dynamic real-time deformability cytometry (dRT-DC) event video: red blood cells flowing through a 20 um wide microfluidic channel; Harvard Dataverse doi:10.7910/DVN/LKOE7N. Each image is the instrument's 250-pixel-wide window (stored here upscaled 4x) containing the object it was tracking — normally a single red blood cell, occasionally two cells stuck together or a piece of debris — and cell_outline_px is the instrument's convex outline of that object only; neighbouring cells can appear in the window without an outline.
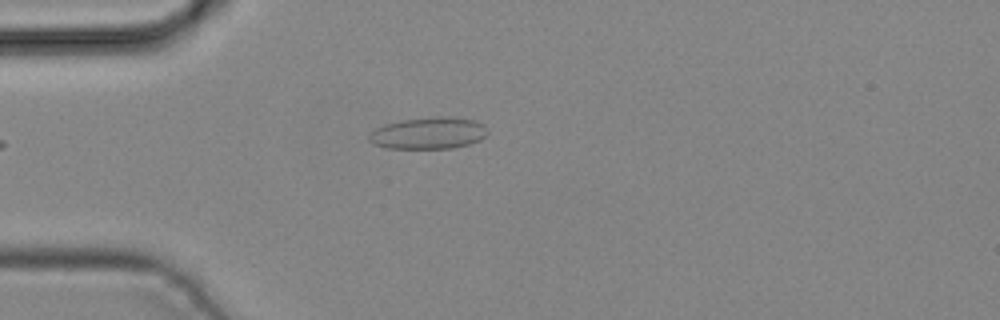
{"species": "common noctule bat (a hibernating species)", "species_latin": "Nyctalus noctula", "temperature_condition": "cold", "stored_images_in_passage": 3, "camera_frame_rate_fps": 3000, "um_per_image_px": 0.085, "animal": {"sex": "male", "body_mass_g": 19.2, "forearm_length_mm": 51.8}, "frame": {"image": 1, "passage_image": 3, "time_ms": 0.667, "image_size_px": [1000, 320], "cell_outline_px": [[488, 132], [480, 140], [468, 144], [452, 148], [388, 148], [372, 144], [368, 140], [368, 136], [376, 128], [384, 124], [400, 120], [436, 116], [440, 116], [472, 120], [484, 124]], "centroid_in_image_um": [36.39, 11.32], "position_along_channel_um": 48.6, "area_um2": 21.85}}